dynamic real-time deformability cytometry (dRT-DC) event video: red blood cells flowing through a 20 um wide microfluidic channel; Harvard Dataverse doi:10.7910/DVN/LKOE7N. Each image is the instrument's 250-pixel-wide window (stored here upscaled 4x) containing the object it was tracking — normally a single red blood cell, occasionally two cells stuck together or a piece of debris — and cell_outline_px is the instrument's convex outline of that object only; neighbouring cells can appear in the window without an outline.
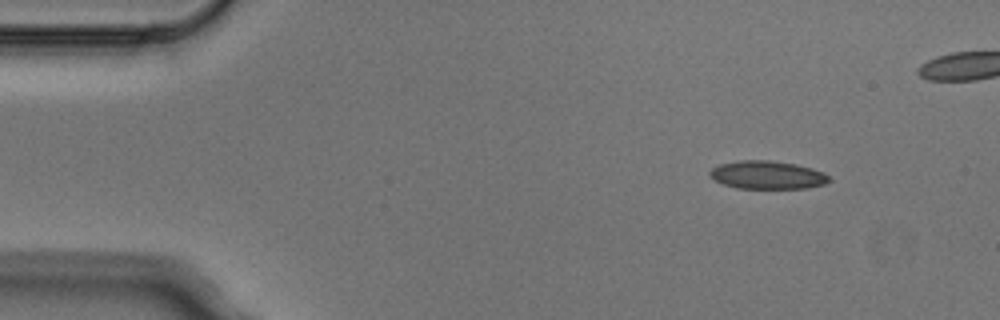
{"species": "Egyptian fruit bat (a non-hibernating species)", "species_latin": "Rousettus aegyptiacus", "temperature_condition": "cold", "stored_images_in_passage": 6, "camera_frame_rate_fps": 3000, "um_per_image_px": 0.085, "animal": {"sex": "male"}, "frame": {"image": 1, "passage_image": 1, "time_ms": 0.0, "image_size_px": [1000, 320], "cell_outline_px": [[832, 180], [824, 184], [808, 188], [736, 188], [724, 184], [708, 176], [708, 172], [712, 168], [720, 164], [736, 160], [768, 160], [796, 164], [812, 168], [824, 172]], "centroid_in_image_um": [65.22, 14.86], "position_along_channel_um": 19.8, "area_um2": 19.65}}
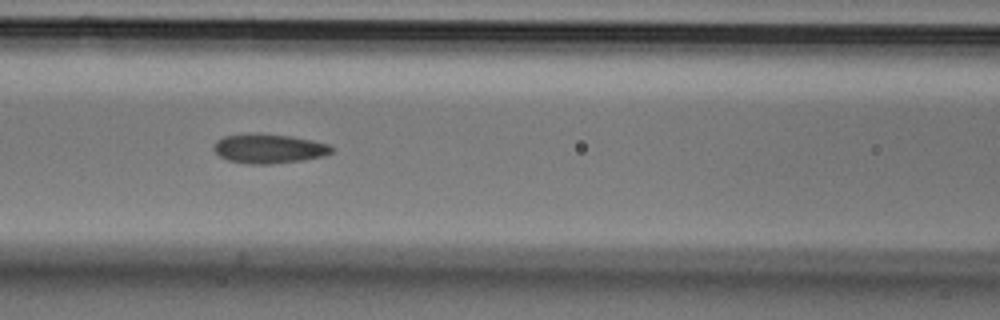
{"frame": {"image": 2, "passage_image": 5, "time_ms": 1.333, "image_size_px": [1000, 320], "cell_outline_px": [[332, 152], [324, 156], [304, 160], [268, 164], [252, 164], [228, 160], [220, 156], [212, 148], [212, 144], [216, 140], [224, 136], [292, 136], [312, 140], [328, 144], [332, 148]], "centroid_in_image_um": [22.87, 12.67], "position_along_channel_um": 143.7, "area_um2": 19.36}}
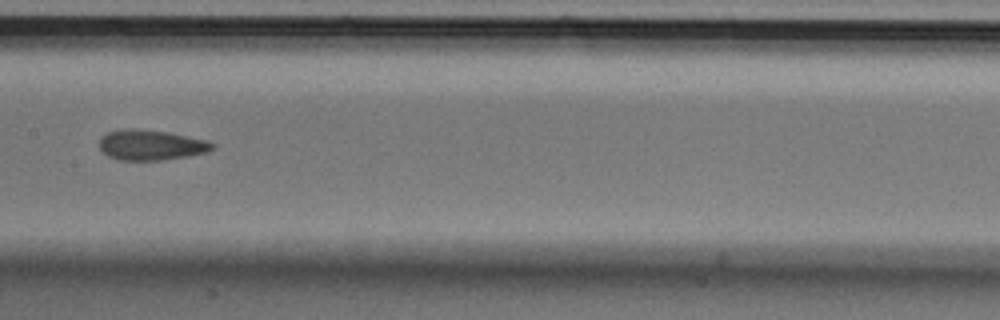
{"frame": {"image": 3, "passage_image": 6, "time_ms": 1.667, "image_size_px": [1000, 320], "cell_outline_px": [[216, 148], [208, 152], [188, 156], [164, 160], [116, 160], [108, 156], [100, 148], [100, 136], [108, 132], [120, 128], [132, 128], [168, 132], [208, 140], [216, 144]], "centroid_in_image_um": [12.86, 12.32], "position_along_channel_um": 194.5, "area_um2": 20.29}}